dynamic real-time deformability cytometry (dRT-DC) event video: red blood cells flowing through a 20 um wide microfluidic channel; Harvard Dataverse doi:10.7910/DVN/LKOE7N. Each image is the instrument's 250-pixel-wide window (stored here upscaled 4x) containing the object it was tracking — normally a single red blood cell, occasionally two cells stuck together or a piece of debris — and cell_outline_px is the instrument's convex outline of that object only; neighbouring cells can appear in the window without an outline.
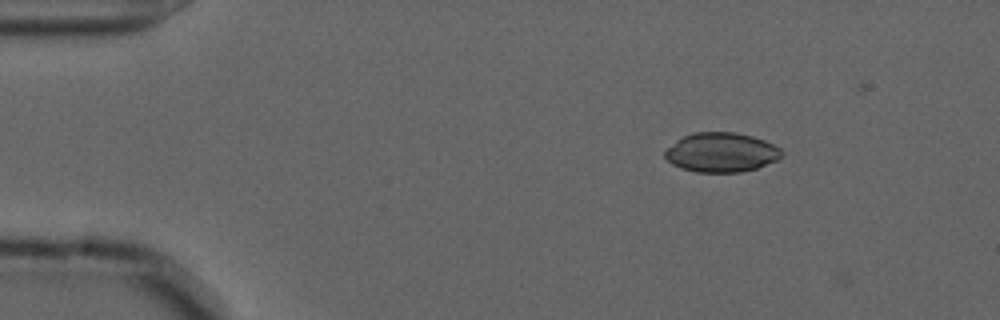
{"species": "common noctule bat (a hibernating species)", "species_latin": "Nyctalus noctula", "temperature_condition": "cold", "stored_images_in_passage": 4, "camera_frame_rate_fps": 3000, "um_per_image_px": 0.085, "animal": {"sex": "male", "forearm_length_mm": 52.5}, "frame": {"image": 1, "passage_image": 3, "time_ms": 0.667, "image_size_px": [1000, 320], "cell_outline_px": [[784, 152], [776, 160], [756, 168], [740, 172], [696, 172], [680, 168], [672, 164], [664, 156], [664, 152], [676, 140], [692, 132], [736, 132], [752, 136], [764, 140], [780, 148]], "centroid_in_image_um": [61.29, 12.95], "position_along_channel_um": 23.7, "area_um2": 26.76}}